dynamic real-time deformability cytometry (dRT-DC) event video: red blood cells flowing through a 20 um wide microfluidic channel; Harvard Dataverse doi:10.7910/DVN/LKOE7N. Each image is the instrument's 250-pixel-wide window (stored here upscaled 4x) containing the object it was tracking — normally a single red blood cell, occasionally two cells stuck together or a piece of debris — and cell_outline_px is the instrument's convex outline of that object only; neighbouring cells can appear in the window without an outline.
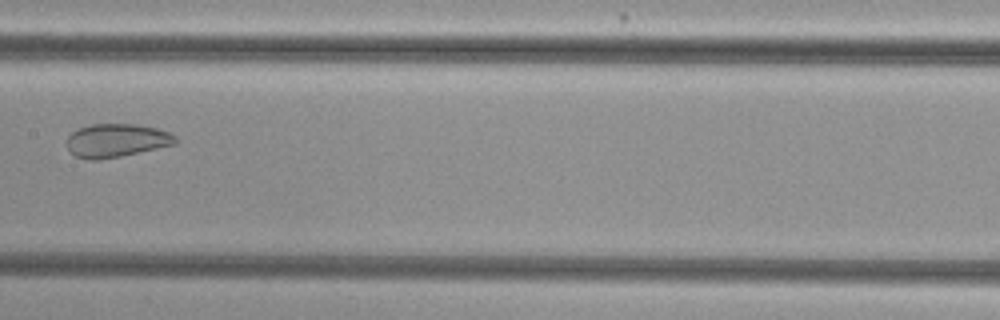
{"species": "common noctule bat (a hibernating species)", "species_latin": "Nyctalus noctula", "temperature_condition": "cold", "stored_images_in_passage": 7, "camera_frame_rate_fps": 3000, "um_per_image_px": 0.085, "animal": {"sex": "female", "body_mass_g": 29.2, "forearm_length_mm": 56.3}, "frame": {"image": 1, "passage_image": 7, "time_ms": 2.0, "image_size_px": [1000, 320], "cell_outline_px": [[176, 144], [120, 156], [96, 160], [88, 160], [76, 156], [68, 148], [68, 136], [72, 132], [80, 128], [92, 124], [136, 124], [156, 128], [168, 132], [176, 136]], "centroid_in_image_um": [9.91, 11.93], "position_along_channel_um": 197.5, "area_um2": 20.87}}